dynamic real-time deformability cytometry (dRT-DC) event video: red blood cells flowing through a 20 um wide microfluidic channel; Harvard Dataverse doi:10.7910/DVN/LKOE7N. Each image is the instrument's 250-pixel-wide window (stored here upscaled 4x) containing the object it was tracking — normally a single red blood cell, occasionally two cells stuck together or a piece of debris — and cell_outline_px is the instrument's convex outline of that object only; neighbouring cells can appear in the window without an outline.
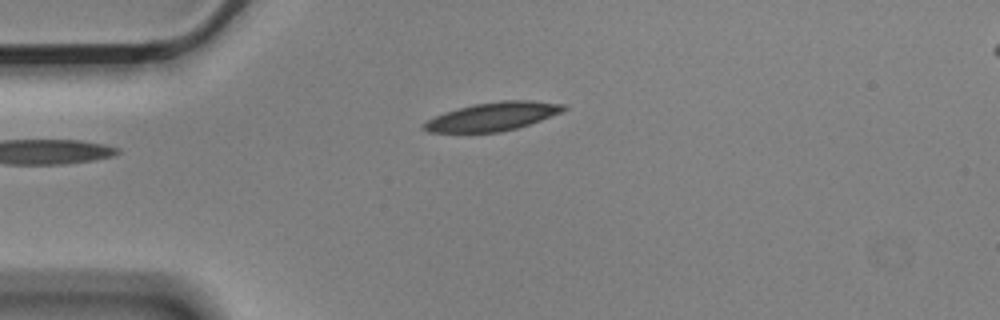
{"species": "Egyptian fruit bat (a non-hibernating species)", "species_latin": "Rousettus aegyptiacus", "temperature_condition": "cold", "stored_images_in_passage": 5, "camera_frame_rate_fps": 3000, "um_per_image_px": 0.085, "animal": {"sex": "male"}, "frame": {"image": 1, "passage_image": 5, "time_ms": 1.333, "image_size_px": [1000, 320], "cell_outline_px": [[568, 108], [560, 112], [540, 120], [516, 128], [500, 132], [428, 132], [420, 128], [428, 120], [444, 112], [472, 104], [500, 100], [528, 100], [564, 104]], "centroid_in_image_um": [41.86, 9.89], "position_along_channel_um": 43.1, "area_um2": 22.95}}